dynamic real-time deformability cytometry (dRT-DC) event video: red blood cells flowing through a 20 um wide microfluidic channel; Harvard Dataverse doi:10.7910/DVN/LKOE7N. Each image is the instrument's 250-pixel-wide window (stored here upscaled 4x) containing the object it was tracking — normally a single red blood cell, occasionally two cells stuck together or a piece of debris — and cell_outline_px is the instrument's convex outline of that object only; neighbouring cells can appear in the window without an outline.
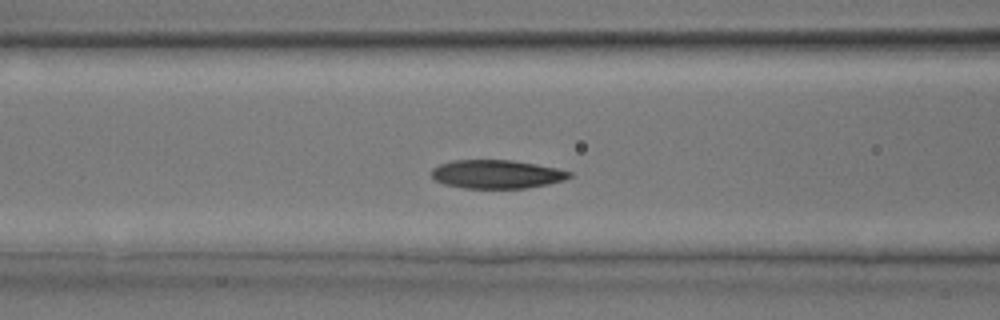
{"species": "common noctule bat (a hibernating species)", "species_latin": "Nyctalus noctula", "temperature_condition": "room temperature", "stored_images_in_passage": 22, "camera_frame_rate_fps": 3000, "um_per_image_px": 0.085, "animal": {"sex": "male", "body_mass_g": 17.9, "forearm_length_mm": 54.2}, "frame": {"image": 1, "passage_image": 4, "time_ms": 1.0, "image_size_px": [1000, 320], "cell_outline_px": [[572, 176], [564, 180], [548, 184], [528, 188], [464, 188], [444, 184], [436, 180], [432, 176], [432, 168], [440, 164], [452, 160], [512, 160], [536, 164], [556, 168], [572, 172]], "centroid_in_image_um": [42.23, 14.8], "position_along_channel_um": 124.4, "area_um2": 22.95}}
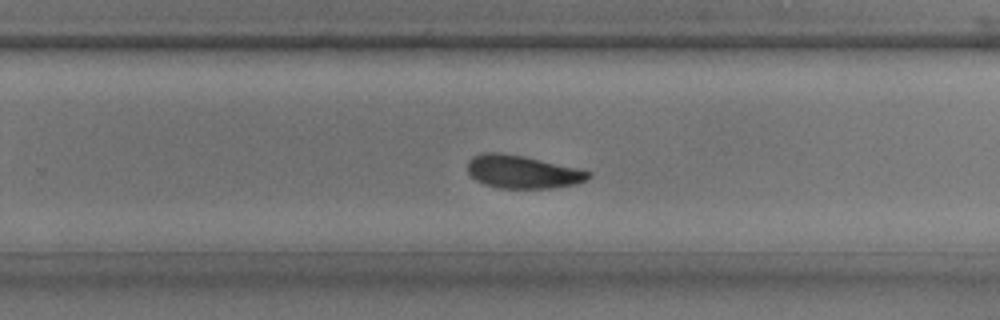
{"frame": {"image": 2, "passage_image": 13, "time_ms": 4.0, "image_size_px": [1000, 320], "cell_outline_px": [[592, 176], [588, 180], [576, 184], [556, 188], [500, 188], [484, 184], [476, 180], [468, 172], [468, 160], [472, 156], [484, 152], [500, 152], [524, 156], [580, 168], [592, 172]], "centroid_in_image_um": [44.46, 14.6], "position_along_channel_um": 285.3, "area_um2": 23.58}}